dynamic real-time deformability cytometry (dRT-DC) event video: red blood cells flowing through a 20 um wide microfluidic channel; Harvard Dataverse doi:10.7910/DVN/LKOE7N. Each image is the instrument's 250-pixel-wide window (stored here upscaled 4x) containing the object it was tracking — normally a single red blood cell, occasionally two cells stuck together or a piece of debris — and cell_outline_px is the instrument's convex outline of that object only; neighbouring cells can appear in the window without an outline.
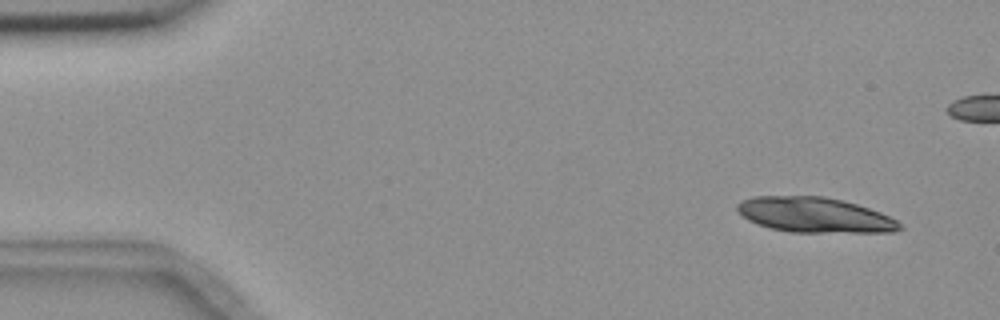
{"species": "common noctule bat (a hibernating species)", "species_latin": "Nyctalus noctula", "temperature_condition": "room temperature", "stored_images_in_passage": 6, "camera_frame_rate_fps": 3000, "um_per_image_px": 0.085, "animal": {"sex": "female", "body_mass_g": 18.4}, "frame": {"image": 1, "passage_image": 1, "time_ms": 0.0, "image_size_px": [1000, 320], "cell_outline_px": [[904, 228], [896, 232], [788, 232], [772, 228], [748, 220], [736, 208], [736, 204], [752, 196], [824, 196], [856, 204], [880, 212], [896, 220]], "centroid_in_image_um": [69.27, 18.27], "position_along_channel_um": 15.7, "area_um2": 33.0}}